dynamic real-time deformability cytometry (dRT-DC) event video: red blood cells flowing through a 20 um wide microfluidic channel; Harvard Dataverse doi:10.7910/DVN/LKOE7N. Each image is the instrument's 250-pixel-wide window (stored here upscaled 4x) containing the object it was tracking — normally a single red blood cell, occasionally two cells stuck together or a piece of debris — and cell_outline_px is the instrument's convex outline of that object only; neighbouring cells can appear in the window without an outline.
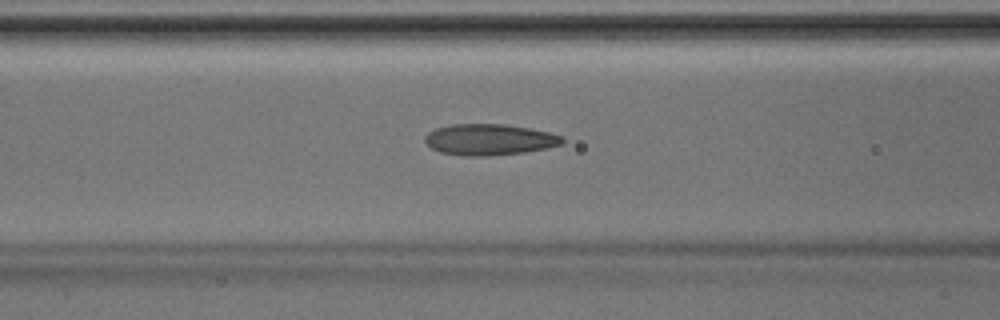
{"species": "Egyptian fruit bat (a non-hibernating species)", "species_latin": "Rousettus aegyptiacus", "temperature_condition": "room temperature", "stored_images_in_passage": 29, "camera_frame_rate_fps": 3000, "um_per_image_px": 0.085, "animal": {"sex": "male"}, "frame": {"image": 1, "passage_image": 5, "time_ms": 1.333, "image_size_px": [1000, 320], "cell_outline_px": [[564, 144], [548, 148], [524, 152], [488, 156], [464, 156], [440, 152], [432, 148], [424, 140], [424, 136], [428, 132], [436, 128], [452, 124], [504, 124], [528, 128], [548, 132], [564, 136]], "centroid_in_image_um": [41.61, 11.87], "position_along_channel_um": 125.0, "area_um2": 25.03}}
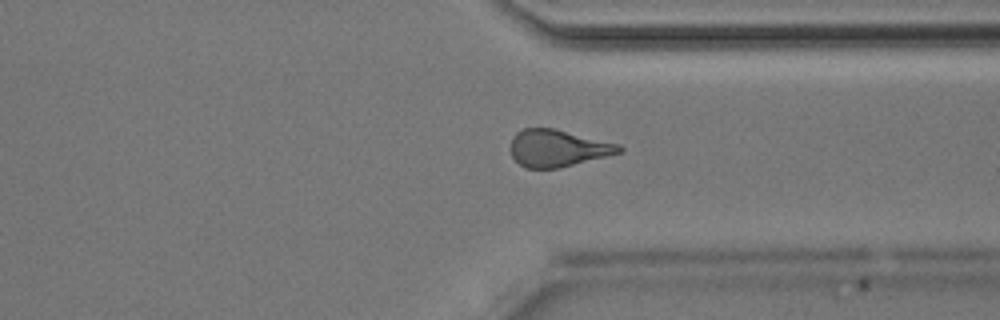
{"frame": {"image": 2, "passage_image": 21, "time_ms": 6.667, "image_size_px": [1000, 320], "cell_outline_px": [[624, 148], [620, 152], [560, 168], [524, 168], [512, 156], [512, 136], [516, 132], [524, 128], [556, 128], [620, 144]], "centroid_in_image_um": [47.41, 12.58], "position_along_channel_um": 364.0, "area_um2": 23.35}}
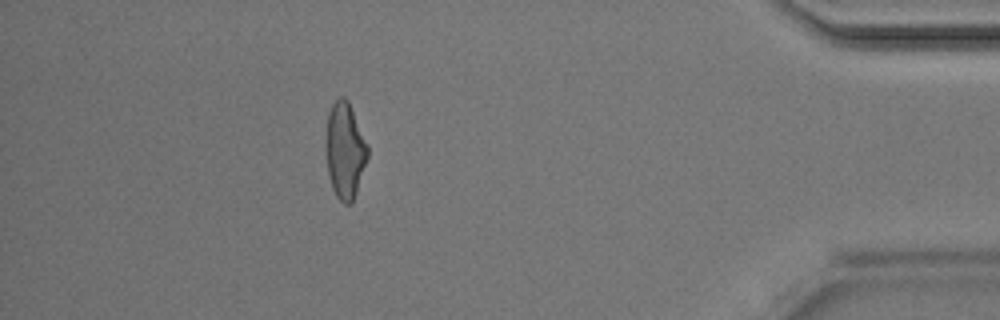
{"frame": {"image": 3, "passage_image": 27, "time_ms": 8.667, "image_size_px": [1000, 320], "cell_outline_px": [[368, 156], [352, 204], [344, 204], [336, 196], [332, 188], [328, 176], [324, 144], [328, 112], [332, 104], [340, 96], [344, 96], [348, 100], [368, 144]], "centroid_in_image_um": [29.29, 12.78], "position_along_channel_um": 405.9, "area_um2": 23.76}}